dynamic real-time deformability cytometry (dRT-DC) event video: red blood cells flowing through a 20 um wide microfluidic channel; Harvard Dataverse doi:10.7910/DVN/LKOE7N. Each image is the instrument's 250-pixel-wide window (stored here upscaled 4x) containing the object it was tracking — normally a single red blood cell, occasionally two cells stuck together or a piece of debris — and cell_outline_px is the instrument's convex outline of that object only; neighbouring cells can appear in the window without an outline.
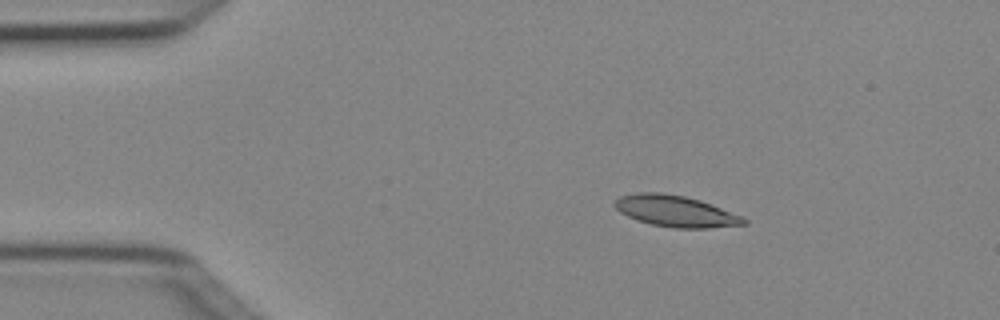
{"species": "Egyptian fruit bat (a non-hibernating species)", "species_latin": "Rousettus aegyptiacus", "temperature_condition": "cold", "stored_images_in_passage": 3, "camera_frame_rate_fps": 3000, "um_per_image_px": 0.085, "animal": {"sex": "female"}, "frame": {"image": 1, "passage_image": 2, "time_ms": 0.333, "image_size_px": [1000, 320], "cell_outline_px": [[748, 224], [708, 228], [672, 228], [652, 224], [628, 216], [620, 212], [612, 204], [620, 196], [640, 192], [660, 192], [684, 196], [700, 200], [744, 216], [748, 220]], "centroid_in_image_um": [57.47, 17.95], "position_along_channel_um": 27.5, "area_um2": 23.52}}